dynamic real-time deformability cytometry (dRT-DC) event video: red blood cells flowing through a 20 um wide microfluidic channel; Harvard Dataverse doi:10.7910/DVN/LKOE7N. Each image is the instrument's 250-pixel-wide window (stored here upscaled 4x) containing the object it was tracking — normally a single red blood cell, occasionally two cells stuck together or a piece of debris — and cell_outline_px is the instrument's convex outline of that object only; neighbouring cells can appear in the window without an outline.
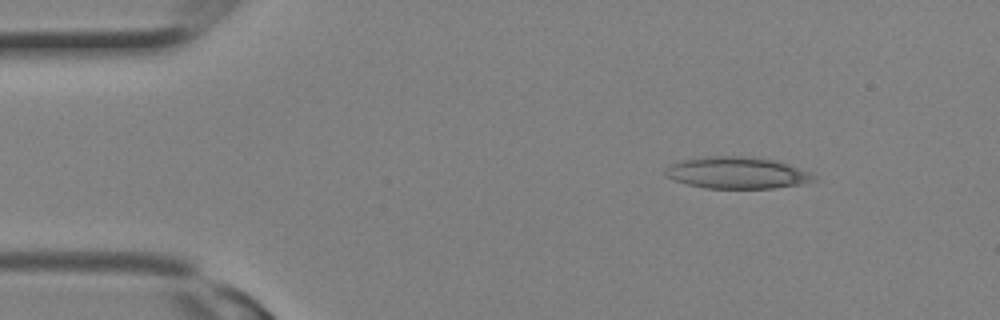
{"species": "Egyptian fruit bat (a non-hibernating species)", "species_latin": "Rousettus aegyptiacus", "temperature_condition": "room temperature", "stored_images_in_passage": 3, "camera_frame_rate_fps": 3000, "um_per_image_px": 0.085, "animal": {"sex": "female"}, "frame": {"image": 1, "passage_image": 1, "time_ms": 0.0, "image_size_px": [1000, 320], "cell_outline_px": [[816, 180], [804, 184], [776, 188], [704, 188], [688, 184], [664, 176], [664, 168], [672, 164], [684, 160], [700, 156], [744, 156], [776, 160], [788, 164], [808, 172], [816, 176]], "centroid_in_image_um": [62.65, 14.69], "position_along_channel_um": 22.4, "area_um2": 27.51}}
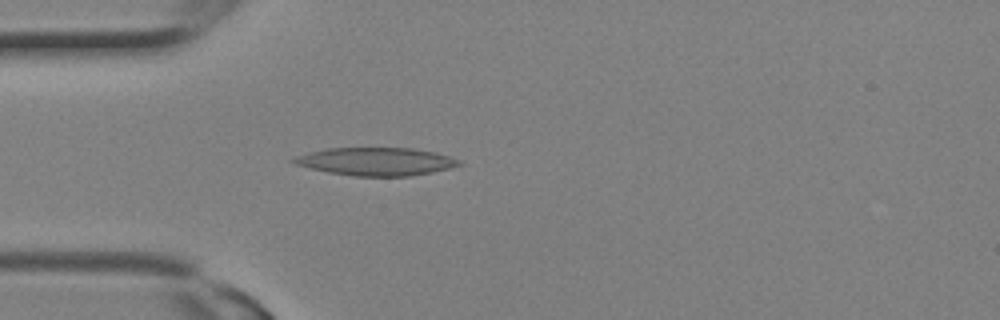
{"frame": {"image": 2, "passage_image": 2, "time_ms": 0.333, "image_size_px": [1000, 320], "cell_outline_px": [[464, 164], [432, 172], [408, 176], [356, 176], [328, 172], [296, 164], [288, 160], [296, 156], [308, 152], [328, 148], [412, 148], [432, 152], [448, 156], [460, 160]], "centroid_in_image_um": [31.95, 13.72], "position_along_channel_um": 53.1, "area_um2": 26.7}}